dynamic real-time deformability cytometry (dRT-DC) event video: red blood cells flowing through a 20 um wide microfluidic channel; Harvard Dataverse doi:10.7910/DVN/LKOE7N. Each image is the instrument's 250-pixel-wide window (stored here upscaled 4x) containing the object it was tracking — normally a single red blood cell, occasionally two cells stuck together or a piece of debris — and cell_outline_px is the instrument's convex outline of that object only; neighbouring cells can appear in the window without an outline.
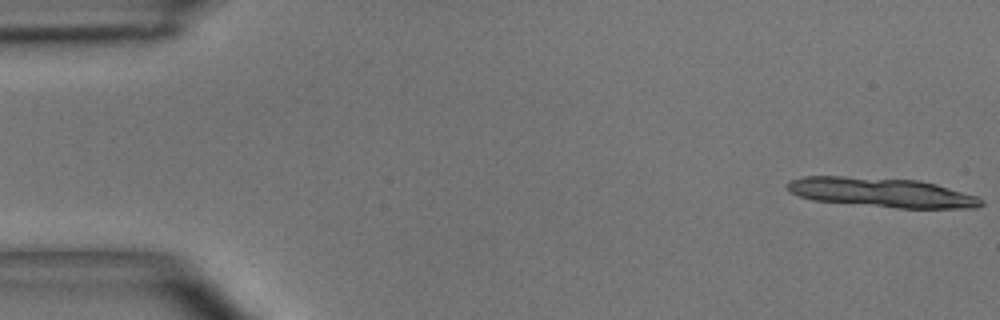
{"species": "common noctule bat (a hibernating species)", "species_latin": "Nyctalus noctula", "temperature_condition": "room temperature", "stored_images_in_passage": 10, "camera_frame_rate_fps": 3000, "um_per_image_px": 0.085, "animal": {"sex": "male", "body_mass_g": 15.6}, "frame": {"image": 1, "passage_image": 1, "time_ms": 0.0, "image_size_px": [1000, 320], "cell_outline_px": [[984, 204], [976, 208], [896, 208], [812, 200], [800, 196], [792, 192], [784, 184], [788, 180], [804, 176], [844, 176], [920, 180], [936, 184], [976, 196], [984, 200]], "centroid_in_image_um": [74.93, 16.36], "position_along_channel_um": 10.1, "area_um2": 33.35}}